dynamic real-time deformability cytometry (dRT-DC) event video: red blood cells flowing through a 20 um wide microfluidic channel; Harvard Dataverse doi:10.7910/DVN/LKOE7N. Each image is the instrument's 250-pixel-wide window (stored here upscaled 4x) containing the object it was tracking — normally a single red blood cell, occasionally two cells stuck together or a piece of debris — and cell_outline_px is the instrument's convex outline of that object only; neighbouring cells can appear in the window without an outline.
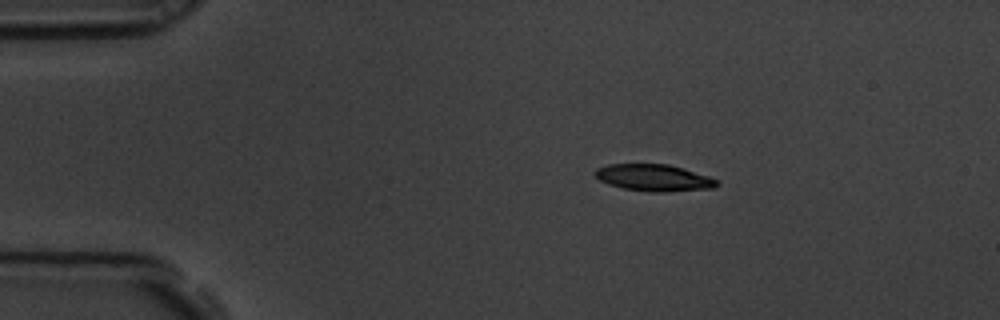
{"species": "common noctule bat (a hibernating species)", "species_latin": "Nyctalus noctula", "temperature_condition": "room temperature", "stored_images_in_passage": 4, "camera_frame_rate_fps": 3000, "um_per_image_px": 0.085, "animal": {"sex": "male", "body_mass_g": 19.5, "forearm_length_mm": 54.6}, "frame": {"image": 1, "passage_image": 2, "time_ms": 0.333, "image_size_px": [1000, 320], "cell_outline_px": [[720, 184], [712, 188], [664, 192], [648, 192], [620, 188], [608, 184], [600, 180], [592, 172], [596, 168], [608, 164], [668, 164], [684, 168], [720, 180]], "centroid_in_image_um": [55.57, 15.11], "position_along_channel_um": 29.4, "area_um2": 19.25}}